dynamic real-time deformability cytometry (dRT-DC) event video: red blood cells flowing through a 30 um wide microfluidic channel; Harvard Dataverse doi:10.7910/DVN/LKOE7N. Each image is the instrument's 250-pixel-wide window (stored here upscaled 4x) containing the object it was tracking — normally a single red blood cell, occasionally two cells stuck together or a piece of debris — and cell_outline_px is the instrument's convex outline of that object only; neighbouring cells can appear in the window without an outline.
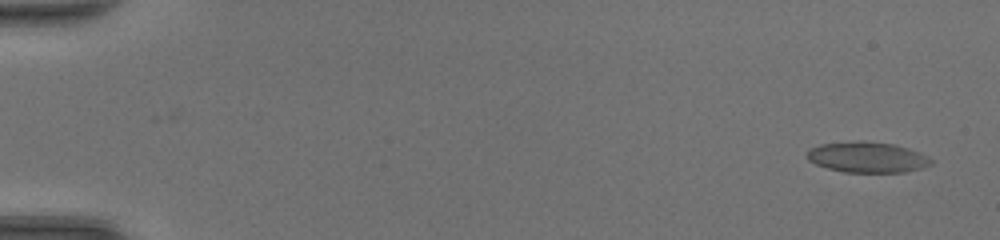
{"species": "common noctule bat (a hibernating species)", "species_latin": "Nyctalus noctula", "temperature_condition": "room temperature", "stored_images_in_passage": 49, "camera_frame_rate_fps": 3000, "um_per_image_px": 0.085, "animal": {"sex": "female", "body_mass_g": 20.0, "forearm_length_mm": 54.0}, "frame": {"image": 1, "passage_image": 3, "time_ms": 0.667, "image_size_px": [1000, 240], "cell_outline_px": [[932, 164], [920, 168], [904, 172], [844, 172], [828, 168], [816, 164], [808, 160], [804, 156], [808, 148], [820, 144], [856, 140], [860, 140], [896, 144], [920, 152], [932, 160]], "centroid_in_image_um": [73.66, 13.34], "position_along_channel_um": 11.3, "area_um2": 22.43}}
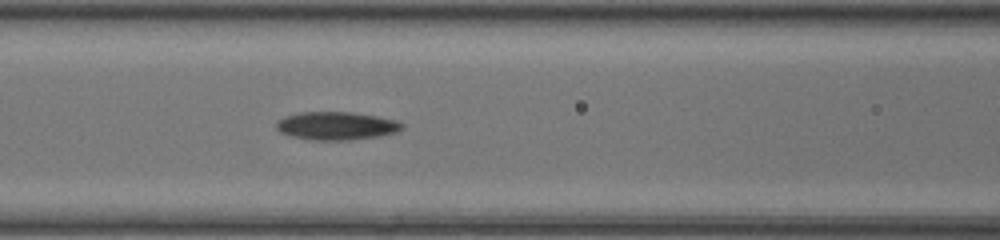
{"frame": {"image": 2, "passage_image": 23, "time_ms": 7.333, "image_size_px": [1000, 240], "cell_outline_px": [[404, 128], [396, 132], [380, 136], [352, 140], [312, 140], [292, 136], [280, 132], [276, 128], [276, 120], [284, 116], [300, 112], [352, 112], [376, 116], [396, 120], [404, 124]], "centroid_in_image_um": [28.59, 10.69], "position_along_channel_um": 138.0, "area_um2": 20.75}}
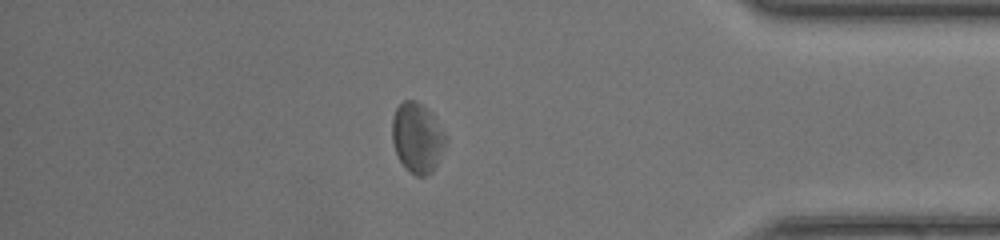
{"frame": {"image": 3, "passage_image": 43, "time_ms": 14.0, "image_size_px": [1000, 240], "cell_outline_px": [[448, 140], [432, 172], [424, 176], [416, 176], [400, 160], [396, 152], [392, 140], [392, 116], [396, 108], [404, 100], [416, 100], [432, 116], [448, 136]], "centroid_in_image_um": [35.47, 11.7], "position_along_channel_um": 399.7, "area_um2": 21.44}, "authors_computed_cell_mechanics": {"area_um2": 21.1548, "velocity_mm_per_s": 4.3465, "shape_relaxation_time_tau1_ms": null, "shape_relaxation_time_tau2_ms": 3.7441, "deformation_change_tau1": null, "deformation_change_tau2": 0.1226}}